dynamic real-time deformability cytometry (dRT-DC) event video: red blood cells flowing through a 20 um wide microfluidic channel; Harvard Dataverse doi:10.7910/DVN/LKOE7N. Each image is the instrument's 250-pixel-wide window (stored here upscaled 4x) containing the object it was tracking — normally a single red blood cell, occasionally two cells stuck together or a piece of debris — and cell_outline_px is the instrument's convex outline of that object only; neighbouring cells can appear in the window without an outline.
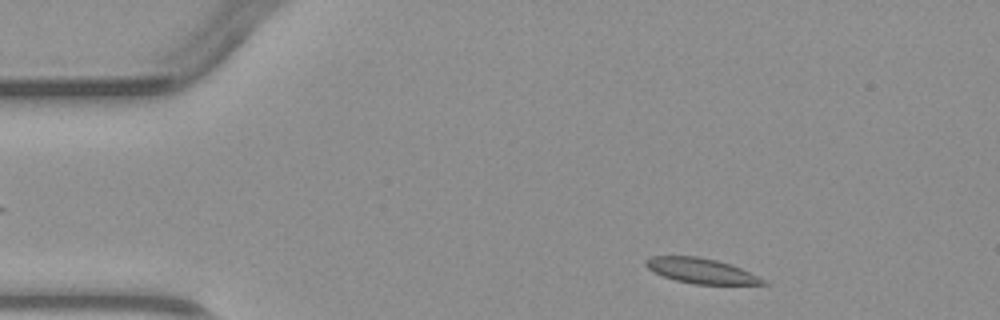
{"species": "common noctule bat (a hibernating species)", "species_latin": "Nyctalus noctula", "temperature_condition": "warm", "stored_images_in_passage": 4, "segment_of_instrument_passage": [2, 2], "camera_frame_rate_fps": 3000, "um_per_image_px": 0.085, "animal": {"sex": "male", "body_mass_g": 23.1, "forearm_length_mm": 52.7}, "frame": {"image": 1, "passage_image": 4, "time_ms": 3.333, "image_size_px": [1000, 320], "cell_outline_px": [[768, 284], [696, 284], [676, 280], [664, 276], [648, 268], [644, 264], [644, 260], [652, 256], [696, 256], [716, 260], [732, 264], [764, 280]], "centroid_in_image_um": [59.56, 23.0], "position_along_channel_um": 25.4, "area_um2": 16.82}}